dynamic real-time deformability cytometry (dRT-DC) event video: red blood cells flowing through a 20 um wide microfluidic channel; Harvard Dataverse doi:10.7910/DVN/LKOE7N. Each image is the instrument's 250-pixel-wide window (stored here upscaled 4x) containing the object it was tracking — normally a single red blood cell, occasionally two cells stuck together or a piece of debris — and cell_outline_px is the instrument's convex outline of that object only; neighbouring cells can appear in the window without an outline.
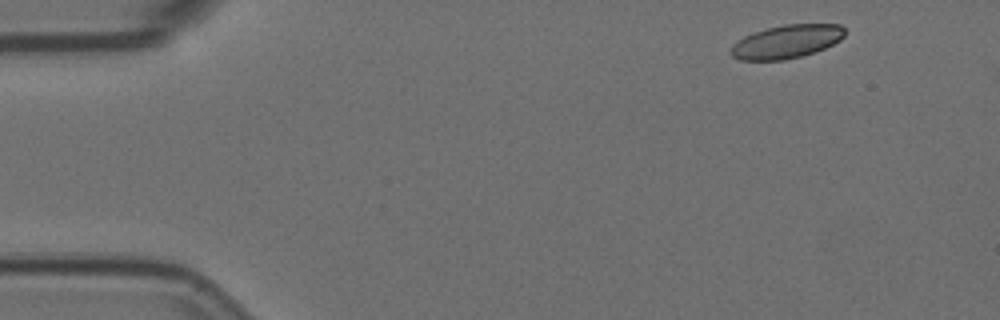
{"species": "Egyptian fruit bat (a non-hibernating species)", "species_latin": "Rousettus aegyptiacus", "temperature_condition": "room temperature", "stored_images_in_passage": 7, "camera_frame_rate_fps": 3000, "um_per_image_px": 0.085, "animal": {"sex": "female"}, "frame": {"image": 1, "passage_image": 1, "time_ms": 0.0, "image_size_px": [1000, 320], "cell_outline_px": [[844, 36], [840, 40], [816, 52], [784, 60], [740, 60], [732, 56], [728, 52], [732, 44], [744, 36], [764, 28], [784, 24], [840, 24], [844, 28]], "centroid_in_image_um": [66.82, 3.53], "position_along_channel_um": 18.2, "area_um2": 22.31}}
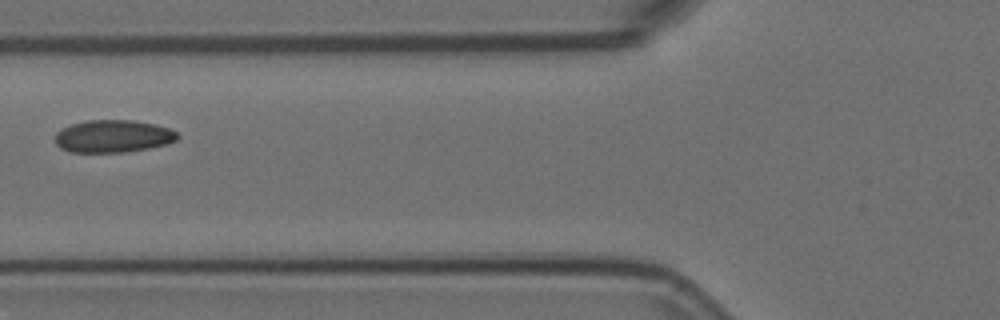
{"frame": {"image": 2, "passage_image": 5, "time_ms": 1.333, "image_size_px": [1000, 320], "cell_outline_px": [[180, 136], [176, 140], [164, 144], [148, 148], [124, 152], [68, 152], [60, 148], [56, 144], [56, 132], [60, 128], [72, 124], [88, 120], [132, 120], [152, 124], [168, 128], [176, 132]], "centroid_in_image_um": [9.56, 11.58], "position_along_channel_um": 116.2, "area_um2": 23.06}}
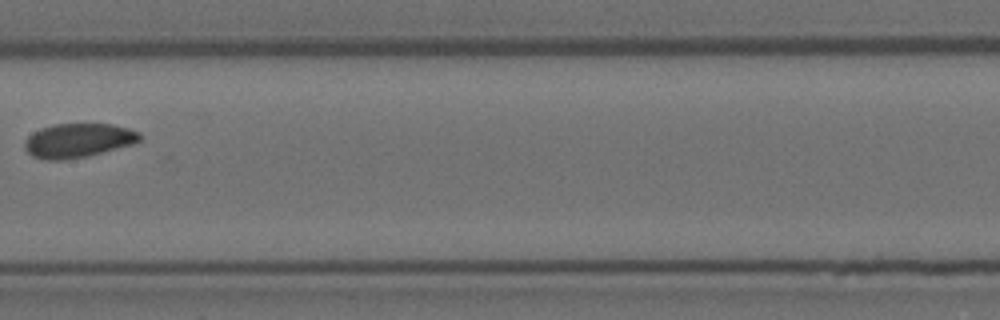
{"frame": {"image": 3, "passage_image": 7, "time_ms": 2.0, "image_size_px": [1000, 320], "cell_outline_px": [[140, 140], [132, 144], [88, 156], [64, 160], [48, 160], [32, 156], [24, 148], [24, 140], [32, 132], [40, 128], [52, 124], [112, 124], [128, 128], [140, 132]], "centroid_in_image_um": [6.6, 11.93], "position_along_channel_um": 200.8, "area_um2": 22.95}}